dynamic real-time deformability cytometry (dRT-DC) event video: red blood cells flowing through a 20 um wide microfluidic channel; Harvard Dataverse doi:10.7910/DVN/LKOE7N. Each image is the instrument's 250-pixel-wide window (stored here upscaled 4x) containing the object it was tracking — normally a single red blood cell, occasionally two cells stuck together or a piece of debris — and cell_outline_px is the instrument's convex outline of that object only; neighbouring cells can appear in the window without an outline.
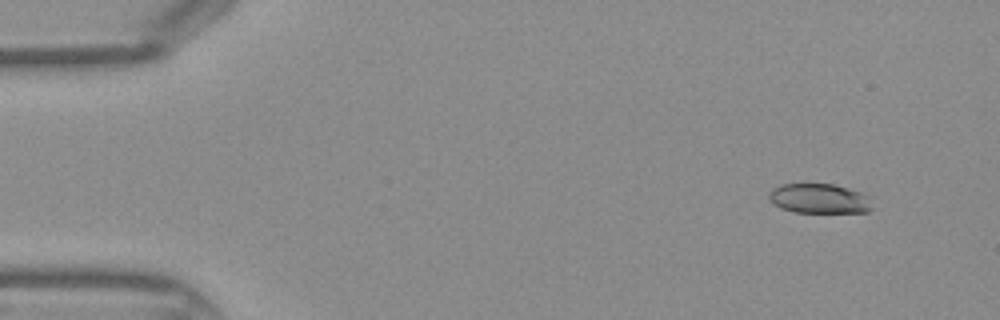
{"species": "Egyptian fruit bat (a non-hibernating species)", "species_latin": "Rousettus aegyptiacus", "temperature_condition": "warm", "stored_images_in_passage": 41, "camera_frame_rate_fps": 3000, "um_per_image_px": 0.085, "frame": {"image": 1, "passage_image": 1, "time_ms": 0.0, "image_size_px": [1000, 320], "cell_outline_px": [[872, 208], [868, 212], [792, 212], [780, 208], [768, 196], [776, 188], [784, 184], [832, 184], [860, 192], [868, 196]], "centroid_in_image_um": [69.68, 16.89], "position_along_channel_um": 15.3, "area_um2": 17.46}}
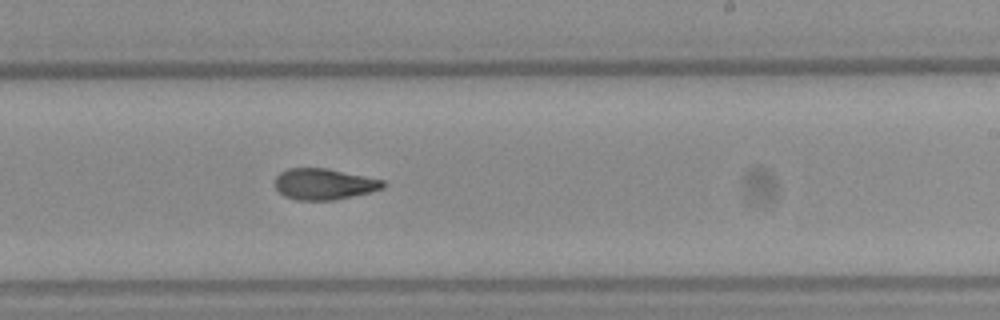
{"frame": {"image": 2, "passage_image": 24, "time_ms": 7.667, "image_size_px": [1000, 320], "cell_outline_px": [[388, 184], [384, 188], [352, 196], [332, 200], [296, 200], [284, 196], [276, 188], [276, 176], [280, 172], [288, 168], [328, 168], [384, 180]], "centroid_in_image_um": [27.56, 15.64], "position_along_channel_um": 261.4, "area_um2": 19.59}}
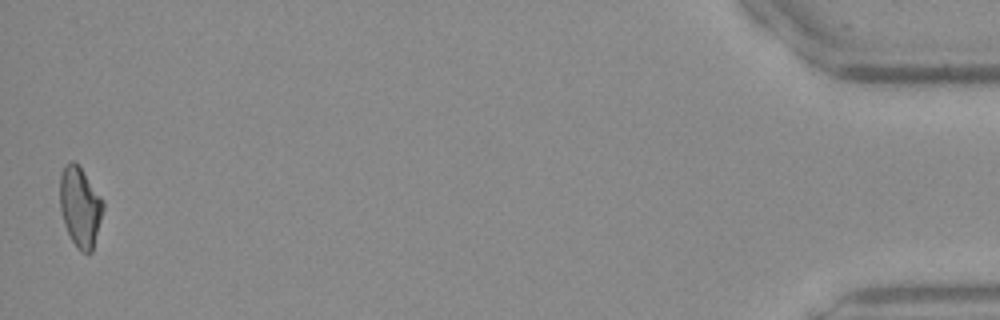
{"frame": {"image": 3, "passage_image": 41, "time_ms": 13.333, "image_size_px": [1000, 320], "cell_outline_px": [[104, 208], [92, 252], [80, 252], [76, 248], [64, 224], [60, 208], [60, 172], [64, 164], [72, 160], [80, 168], [104, 200]], "centroid_in_image_um": [6.8, 17.58], "position_along_channel_um": 428.4, "area_um2": 20.11}}